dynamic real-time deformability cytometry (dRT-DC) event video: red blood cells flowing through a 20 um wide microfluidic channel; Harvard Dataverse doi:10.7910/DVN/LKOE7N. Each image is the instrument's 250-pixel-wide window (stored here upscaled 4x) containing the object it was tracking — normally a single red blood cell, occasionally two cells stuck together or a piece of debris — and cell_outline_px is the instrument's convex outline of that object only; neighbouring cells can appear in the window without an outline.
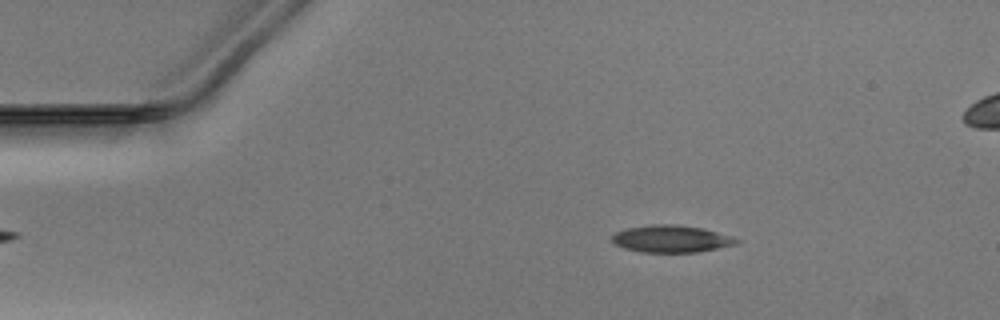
{"species": "Egyptian fruit bat (a non-hibernating species)", "species_latin": "Rousettus aegyptiacus", "temperature_condition": "warm", "stored_images_in_passage": 45, "camera_frame_rate_fps": 3000, "um_per_image_px": 0.085, "animal": {"sex": "male"}, "frame": {"image": 1, "passage_image": 3, "time_ms": 0.667, "image_size_px": [1000, 320], "cell_outline_px": [[740, 240], [736, 244], [696, 252], [640, 252], [624, 248], [616, 244], [612, 240], [612, 236], [616, 232], [628, 228], [652, 224], [676, 224], [704, 228], [732, 236]], "centroid_in_image_um": [57.06, 20.29], "position_along_channel_um": 27.9, "area_um2": 19.59}}
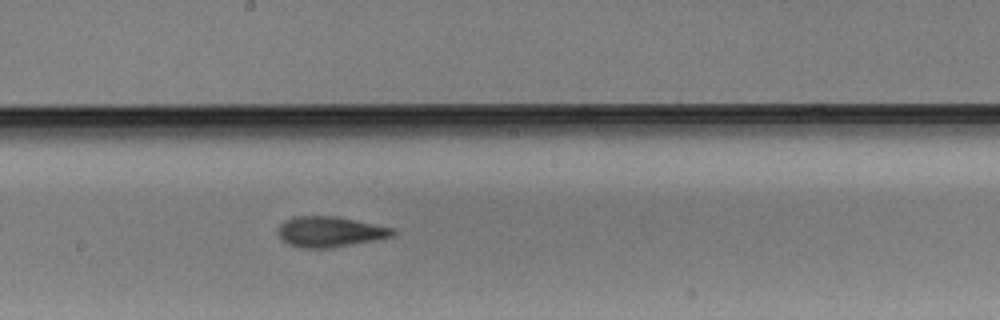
{"frame": {"image": 2, "passage_image": 22, "time_ms": 7.0, "image_size_px": [1000, 320], "cell_outline_px": [[396, 232], [392, 236], [352, 244], [328, 248], [300, 248], [288, 244], [280, 240], [280, 224], [284, 220], [292, 216], [332, 216], [396, 228]], "centroid_in_image_um": [28.01, 19.7], "position_along_channel_um": 220.2, "area_um2": 20.17}}
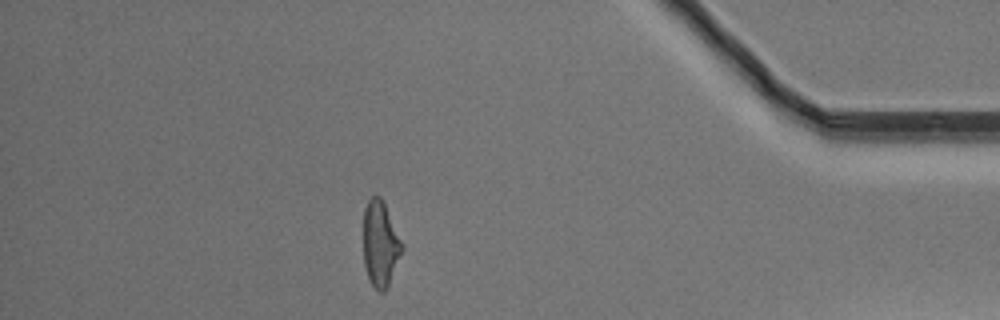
{"frame": {"image": 3, "passage_image": 39, "time_ms": 12.667, "image_size_px": [1000, 320], "cell_outline_px": [[404, 248], [388, 284], [384, 292], [380, 292], [372, 284], [368, 276], [364, 264], [364, 208], [368, 200], [372, 196], [380, 196], [384, 204]], "centroid_in_image_um": [32.31, 20.73], "position_along_channel_um": 402.9, "area_um2": 18.67}}